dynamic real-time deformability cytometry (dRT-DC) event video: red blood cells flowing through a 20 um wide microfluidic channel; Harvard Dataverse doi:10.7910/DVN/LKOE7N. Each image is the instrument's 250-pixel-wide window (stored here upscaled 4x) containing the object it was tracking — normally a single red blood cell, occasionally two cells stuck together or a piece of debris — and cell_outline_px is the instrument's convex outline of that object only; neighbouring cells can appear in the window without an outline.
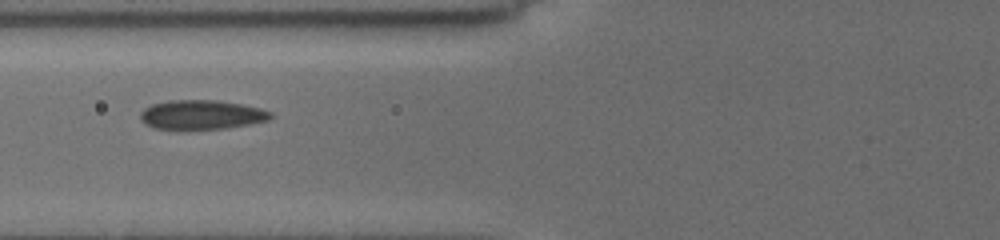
{"species": "common noctule bat (a hibernating species)", "species_latin": "Nyctalus noctula", "temperature_condition": "cold", "stored_images_in_passage": 6, "camera_frame_rate_fps": 3000, "um_per_image_px": 0.085, "animal": {"sex": "female", "body_mass_g": 19.5, "forearm_length_mm": 54.1}, "frame": {"image": 1, "passage_image": 2, "time_ms": 1.0, "image_size_px": [1000, 240], "cell_outline_px": [[272, 116], [268, 120], [228, 128], [180, 132], [152, 128], [144, 124], [140, 116], [140, 112], [144, 108], [152, 104], [168, 100], [216, 100], [240, 104], [260, 108], [272, 112]], "centroid_in_image_um": [17.05, 9.79], "position_along_channel_um": 108.7, "area_um2": 23.06}}
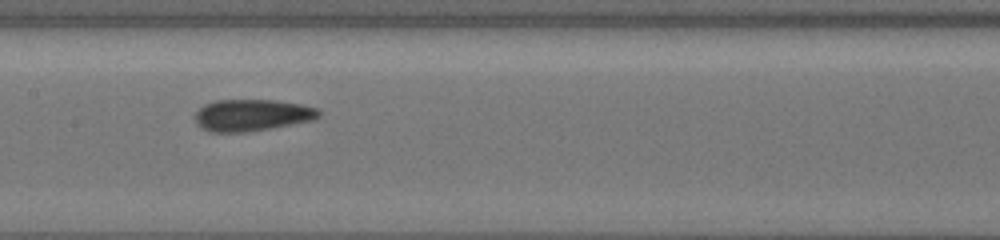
{"frame": {"image": 2, "passage_image": 4, "time_ms": 3.0, "image_size_px": [1000, 240], "cell_outline_px": [[320, 116], [316, 120], [244, 132], [212, 132], [196, 124], [196, 112], [204, 104], [212, 100], [276, 100], [300, 104], [320, 108]], "centroid_in_image_um": [21.45, 9.77], "position_along_channel_um": 185.9, "area_um2": 22.89}}
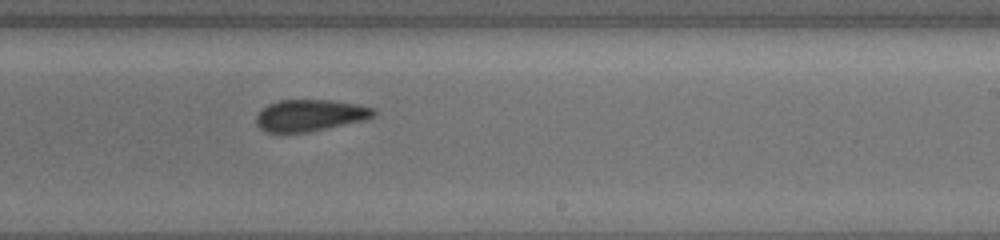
{"frame": {"image": 3, "passage_image": 6, "time_ms": 5.0, "image_size_px": [1000, 240], "cell_outline_px": [[376, 112], [372, 116], [364, 120], [308, 132], [268, 132], [260, 128], [256, 124], [256, 116], [268, 104], [280, 100], [332, 100], [360, 104], [376, 108]], "centroid_in_image_um": [26.38, 9.79], "position_along_channel_um": 262.6, "area_um2": 21.56}}